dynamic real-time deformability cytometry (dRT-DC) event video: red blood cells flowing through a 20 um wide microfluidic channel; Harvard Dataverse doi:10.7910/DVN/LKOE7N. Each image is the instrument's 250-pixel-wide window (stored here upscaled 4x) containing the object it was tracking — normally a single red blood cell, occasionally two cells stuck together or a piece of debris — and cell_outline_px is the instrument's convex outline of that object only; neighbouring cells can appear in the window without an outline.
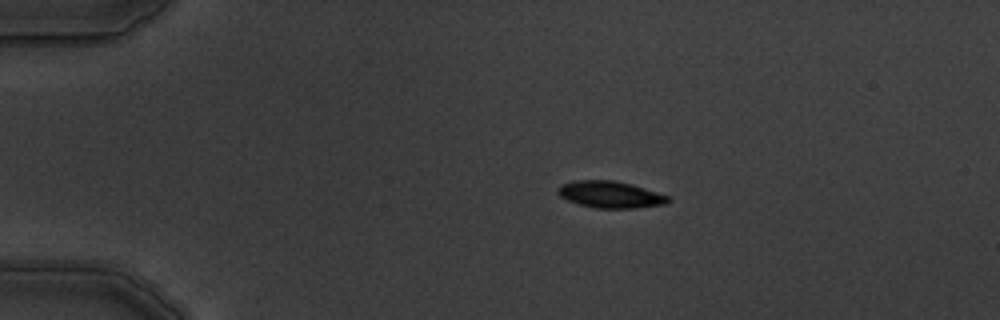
{"species": "common noctule bat (a hibernating species)", "species_latin": "Nyctalus noctula", "temperature_condition": "warm", "stored_images_in_passage": 12, "camera_frame_rate_fps": 3000, "um_per_image_px": 0.085, "animal": {"sex": "male", "body_mass_g": 19.5, "forearm_length_mm": 54.6}, "frame": {"image": 1, "passage_image": 1, "time_ms": 0.0, "image_size_px": [1000, 320], "cell_outline_px": [[672, 200], [668, 204], [636, 208], [596, 208], [580, 204], [568, 200], [560, 196], [556, 192], [556, 188], [560, 184], [572, 180], [612, 180], [632, 184], [668, 196]], "centroid_in_image_um": [51.86, 16.53], "position_along_channel_um": 33.1, "area_um2": 17.34}}
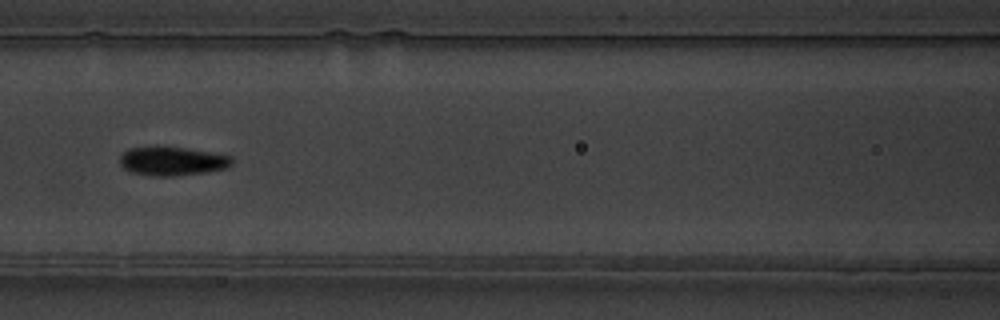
{"frame": {"image": 2, "passage_image": 5, "time_ms": 4.667, "image_size_px": [1000, 320], "cell_outline_px": [[232, 164], [224, 168], [204, 172], [172, 176], [152, 176], [132, 172], [124, 168], [120, 164], [120, 152], [128, 148], [156, 144], [188, 148], [232, 156]], "centroid_in_image_um": [14.56, 13.65], "position_along_channel_um": 152.0, "area_um2": 19.31}}
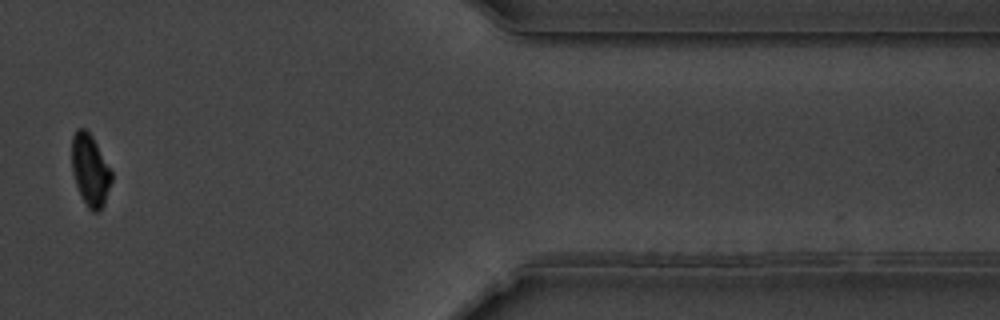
{"frame": {"image": 3, "passage_image": 11, "time_ms": 12.333, "image_size_px": [1000, 320], "cell_outline_px": [[112, 180], [104, 204], [96, 212], [92, 212], [88, 208], [76, 184], [72, 172], [72, 136], [76, 128], [84, 128], [92, 136], [112, 172]], "centroid_in_image_um": [7.66, 14.44], "position_along_channel_um": 403.7, "area_um2": 16.36}, "authors_computed_cell_mechanics": {"area_um2": 18.4382, "velocity_mm_per_s": 3.7694, "shape_relaxation_time_tau1_ms": 4.8011, "shape_relaxation_time_tau2_ms": null, "deformation_change_tau1": 0.1323, "deformation_change_tau2": null}}